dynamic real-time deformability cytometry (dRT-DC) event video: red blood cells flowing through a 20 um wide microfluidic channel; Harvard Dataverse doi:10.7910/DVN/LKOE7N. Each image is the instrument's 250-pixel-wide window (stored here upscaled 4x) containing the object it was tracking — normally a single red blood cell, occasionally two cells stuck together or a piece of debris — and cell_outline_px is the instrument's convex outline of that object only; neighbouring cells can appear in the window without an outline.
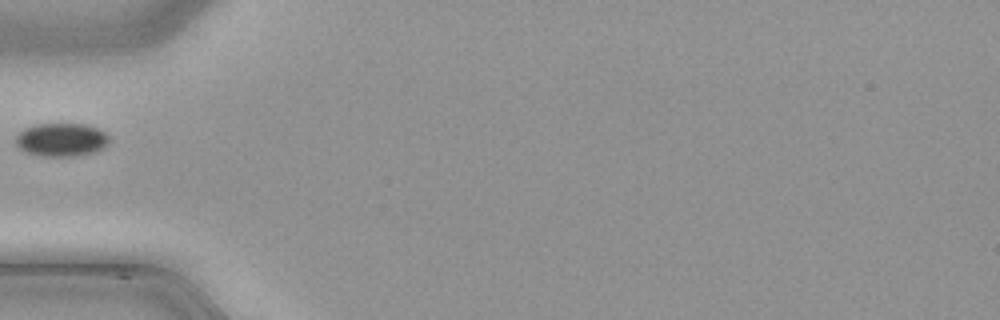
{"species": "common noctule bat (a hibernating species)", "species_latin": "Nyctalus noctula", "temperature_condition": "cold", "stored_images_in_passage": 8, "camera_frame_rate_fps": 3000, "um_per_image_px": 0.085, "animal": {"sex": "male", "body_mass_g": 21.5, "forearm_length_mm": 52.0}, "frame": {"image": 1, "passage_image": 1, "time_ms": 0.0, "image_size_px": [1000, 320], "cell_outline_px": [[108, 140], [104, 148], [92, 152], [72, 156], [40, 156], [24, 152], [16, 144], [16, 136], [24, 128], [36, 124], [84, 124], [96, 128], [104, 132], [108, 136]], "centroid_in_image_um": [5.18, 11.88], "position_along_channel_um": 79.8, "area_um2": 17.98}}
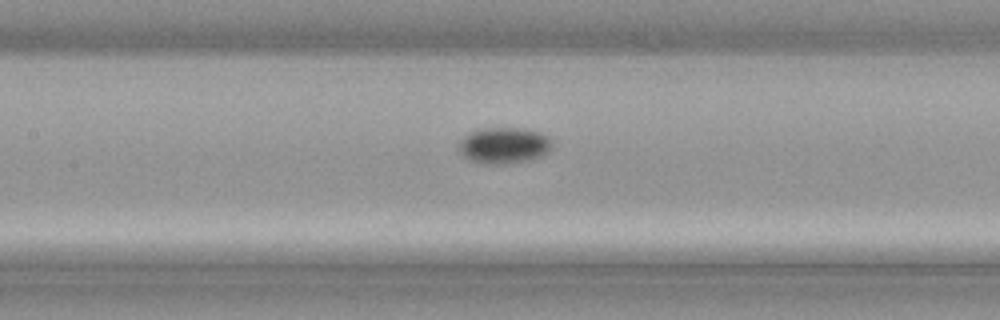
{"frame": {"image": 2, "passage_image": 7, "time_ms": 2.0, "image_size_px": [1000, 320], "cell_outline_px": [[552, 148], [548, 152], [532, 160], [504, 164], [480, 164], [468, 160], [456, 148], [456, 144], [468, 132], [480, 128], [524, 128], [540, 132], [548, 136], [552, 140]], "centroid_in_image_um": [42.8, 12.36], "position_along_channel_um": 164.6, "area_um2": 20.29}}